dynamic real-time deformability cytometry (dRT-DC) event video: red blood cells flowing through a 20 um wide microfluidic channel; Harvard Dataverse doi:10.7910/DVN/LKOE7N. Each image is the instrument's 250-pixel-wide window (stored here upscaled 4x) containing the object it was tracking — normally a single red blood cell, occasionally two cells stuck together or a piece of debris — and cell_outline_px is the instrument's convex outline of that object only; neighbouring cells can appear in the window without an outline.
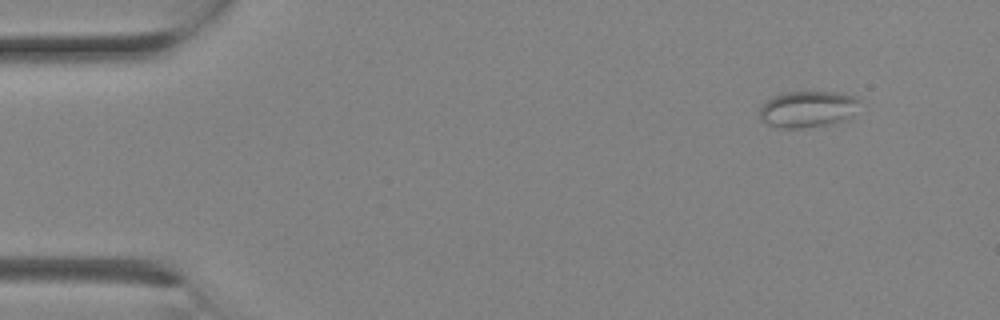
{"species": "Egyptian fruit bat (a non-hibernating species)", "species_latin": "Rousettus aegyptiacus", "temperature_condition": "room temperature", "stored_images_in_passage": 2, "camera_frame_rate_fps": 3000, "um_per_image_px": 0.085, "animal": {"sex": "female"}, "frame": {"image": 1, "passage_image": 1, "time_ms": 0.0, "image_size_px": [1000, 320], "cell_outline_px": [[860, 100], [852, 116], [848, 120], [832, 124], [804, 128], [780, 128], [768, 124], [760, 120], [760, 108], [772, 96], [788, 92], [840, 92], [856, 96]], "centroid_in_image_um": [68.69, 9.28], "position_along_channel_um": 16.3, "area_um2": 21.44}}
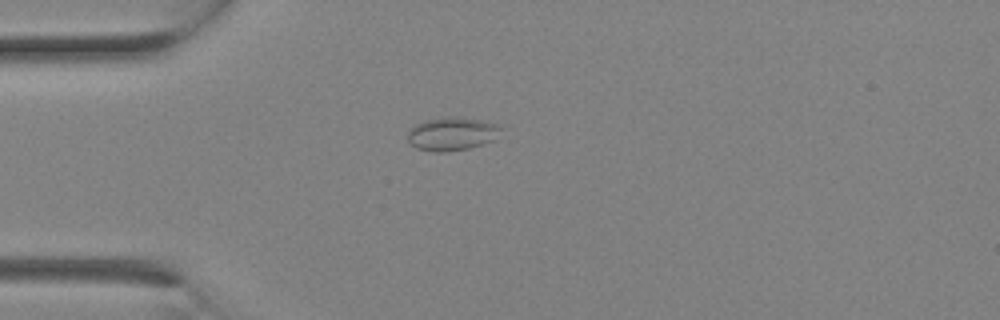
{"frame": {"image": 2, "passage_image": 2, "time_ms": 0.333, "image_size_px": [1000, 320], "cell_outline_px": [[500, 128], [496, 140], [468, 148], [448, 152], [432, 152], [416, 148], [408, 140], [408, 132], [416, 124], [428, 120], [448, 116], [480, 120], [500, 124]], "centroid_in_image_um": [38.43, 11.39], "position_along_channel_um": 46.6, "area_um2": 17.98}}